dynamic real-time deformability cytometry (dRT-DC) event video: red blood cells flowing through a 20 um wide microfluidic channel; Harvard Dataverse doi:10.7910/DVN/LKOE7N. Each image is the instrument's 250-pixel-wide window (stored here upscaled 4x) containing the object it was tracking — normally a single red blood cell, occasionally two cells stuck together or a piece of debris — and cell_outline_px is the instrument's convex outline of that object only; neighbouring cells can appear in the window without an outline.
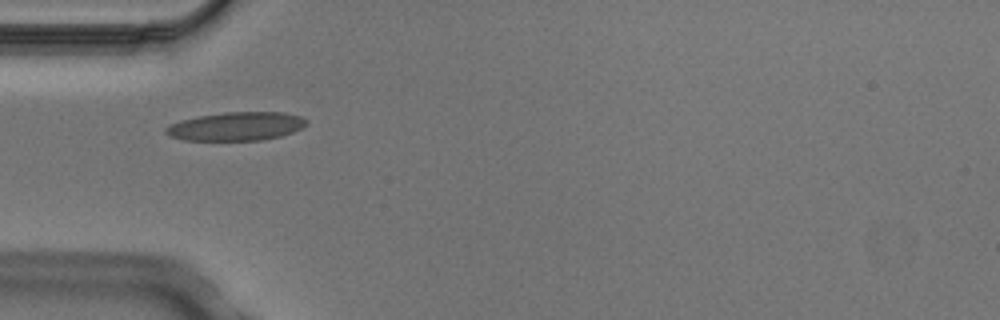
{"species": "Egyptian fruit bat (a non-hibernating species)", "species_latin": "Rousettus aegyptiacus", "temperature_condition": "cold", "stored_images_in_passage": 3, "camera_frame_rate_fps": 3000, "um_per_image_px": 0.085, "animal": {"sex": "male"}, "frame": {"image": 1, "passage_image": 1, "time_ms": 0.0, "image_size_px": [1000, 320], "cell_outline_px": [[308, 124], [304, 128], [280, 136], [260, 140], [184, 140], [168, 136], [164, 132], [164, 128], [168, 124], [180, 120], [200, 116], [224, 112], [284, 112], [300, 116], [308, 120]], "centroid_in_image_um": [20.07, 10.73], "position_along_channel_um": 64.9, "area_um2": 23.58}}
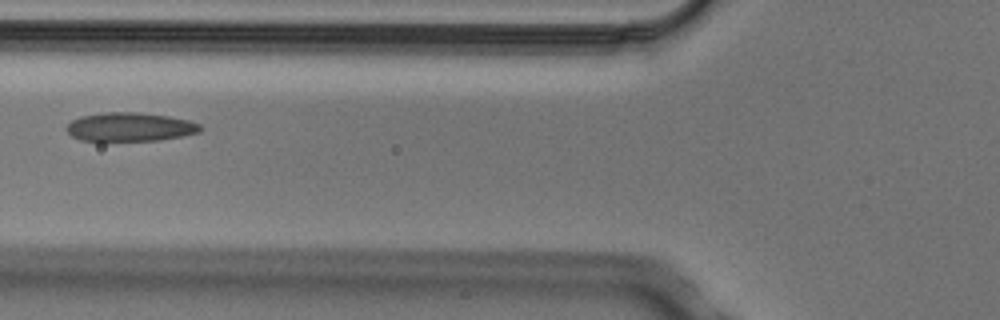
{"frame": {"image": 2, "passage_image": 2, "time_ms": 0.333, "image_size_px": [1000, 320], "cell_outline_px": [[204, 128], [200, 132], [160, 140], [80, 140], [72, 136], [64, 128], [72, 120], [80, 116], [104, 112], [136, 112], [168, 116], [188, 120], [200, 124]], "centroid_in_image_um": [11.05, 10.78], "position_along_channel_um": 114.8, "area_um2": 22.31}}